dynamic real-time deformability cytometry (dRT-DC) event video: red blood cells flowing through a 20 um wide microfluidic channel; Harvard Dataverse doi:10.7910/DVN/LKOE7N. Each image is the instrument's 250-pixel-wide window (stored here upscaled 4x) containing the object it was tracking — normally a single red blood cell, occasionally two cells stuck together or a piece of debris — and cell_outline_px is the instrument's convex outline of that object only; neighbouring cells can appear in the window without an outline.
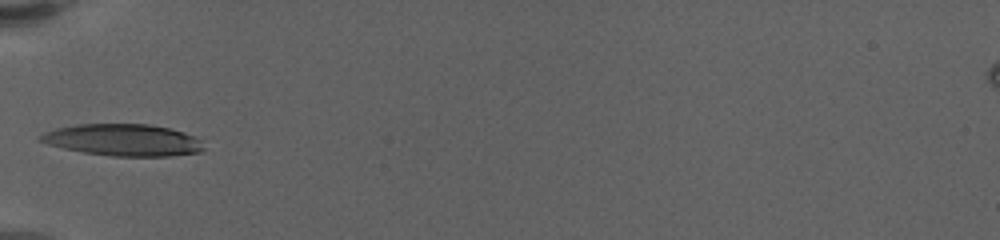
{"species": "human", "species_latin": "Homo sapiens", "temperature_condition": "warm", "stored_images_in_passage": 39, "camera_frame_rate_fps": 3000, "um_per_image_px": 0.085, "donor": {"sex": "female"}, "frame": {"image": 1, "passage_image": 1, "time_ms": 0.0, "image_size_px": [1000, 240], "cell_outline_px": [[204, 148], [200, 152], [172, 156], [112, 156], [84, 152], [64, 148], [48, 144], [40, 140], [40, 136], [56, 128], [76, 124], [148, 124], [168, 128], [184, 132], [200, 140]], "centroid_in_image_um": [10.5, 11.9], "position_along_channel_um": 74.5, "area_um2": 29.94}}
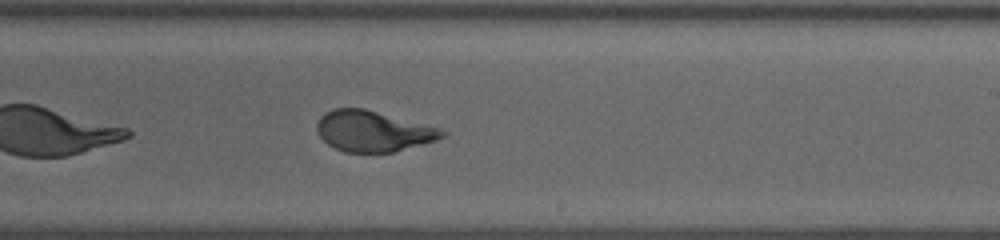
{"frame": {"image": 2, "passage_image": 17, "time_ms": 5.333, "image_size_px": [1000, 240], "cell_outline_px": [[448, 132], [444, 136], [436, 140], [392, 152], [344, 152], [332, 148], [320, 136], [316, 128], [316, 124], [320, 116], [324, 112], [332, 108], [364, 108], [440, 128]], "centroid_in_image_um": [31.67, 11.14], "position_along_channel_um": 257.3, "area_um2": 29.71}}
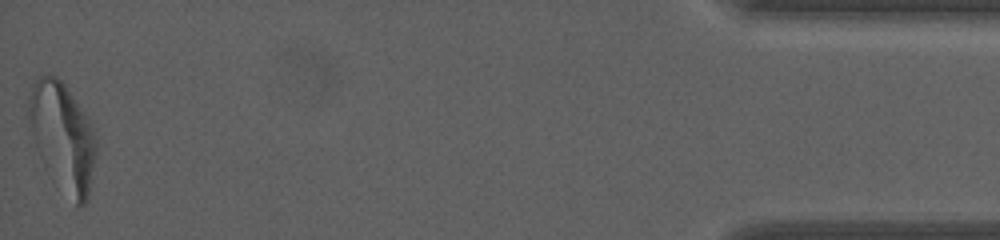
{"frame": {"image": 3, "passage_image": 39, "time_ms": 12.667, "image_size_px": [1000, 240], "cell_outline_px": [[96, 156], [88, 200], [80, 208], [76, 204], [44, 168], [36, 148], [28, 120], [28, 96], [32, 84], [40, 76], [56, 76], [64, 84], [88, 120], [96, 136]], "centroid_in_image_um": [5.31, 11.65], "position_along_channel_um": 429.9, "area_um2": 42.19}, "authors_computed_cell_mechanics": {"area_um2": 30.7496, "velocity_mm_per_s": 3.4484, "shape_relaxation_time_tau1_ms": 5.095, "shape_relaxation_time_tau2_ms": null, "deformation_change_tau1": 0.2305, "deformation_change_tau2": null}}